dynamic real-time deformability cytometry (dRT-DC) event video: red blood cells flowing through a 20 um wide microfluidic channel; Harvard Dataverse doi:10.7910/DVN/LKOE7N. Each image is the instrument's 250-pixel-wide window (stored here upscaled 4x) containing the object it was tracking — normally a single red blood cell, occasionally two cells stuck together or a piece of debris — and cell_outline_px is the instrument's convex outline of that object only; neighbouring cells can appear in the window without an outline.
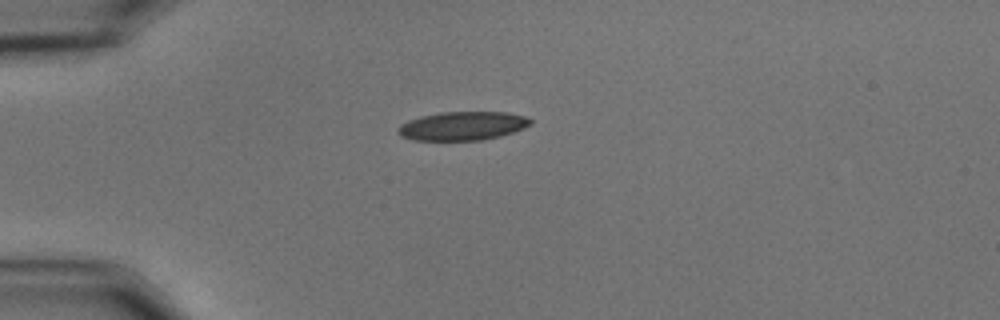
{"species": "common noctule bat (a hibernating species)", "species_latin": "Nyctalus noctula", "temperature_condition": "cold", "stored_images_in_passage": 35, "camera_frame_rate_fps": 3000, "um_per_image_px": 0.085, "animal": {"sex": "male", "body_mass_g": 15.6}, "frame": {"image": 1, "passage_image": 1, "time_ms": 0.0, "image_size_px": [1000, 320], "cell_outline_px": [[532, 124], [512, 132], [500, 136], [480, 140], [412, 140], [400, 136], [396, 132], [396, 128], [400, 124], [408, 120], [440, 112], [504, 112], [524, 116], [532, 120]], "centroid_in_image_um": [39.26, 10.71], "position_along_channel_um": 45.7, "area_um2": 22.08}}
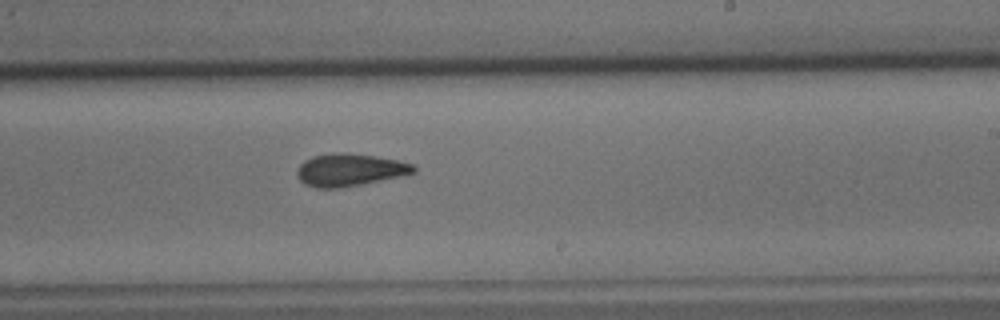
{"frame": {"image": 2, "passage_image": 21, "time_ms": 6.667, "image_size_px": [1000, 320], "cell_outline_px": [[416, 172], [400, 176], [340, 188], [316, 188], [304, 184], [300, 180], [296, 172], [300, 164], [304, 160], [312, 156], [332, 152], [348, 152], [376, 156], [396, 160], [412, 164], [416, 168]], "centroid_in_image_um": [29.68, 14.43], "position_along_channel_um": 259.3, "area_um2": 22.08}}
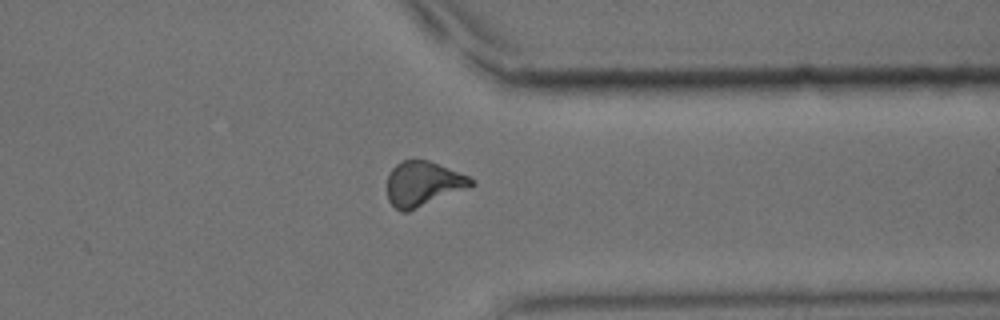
{"frame": {"image": 3, "passage_image": 31, "time_ms": 10.0, "image_size_px": [1000, 320], "cell_outline_px": [[476, 184], [468, 188], [408, 212], [400, 212], [388, 200], [388, 172], [400, 160], [428, 160], [468, 176], [476, 180]], "centroid_in_image_um": [35.96, 15.63], "position_along_channel_um": 375.4, "area_um2": 21.96}, "authors_computed_cell_mechanics": {"area_um2": 22.0218, "velocity_mm_per_s": 3.539, "shape_relaxation_time_tau1_ms": null, "shape_relaxation_time_tau2_ms": 3.3008, "deformation_change_tau1": null, "deformation_change_tau2": 0.1005}}